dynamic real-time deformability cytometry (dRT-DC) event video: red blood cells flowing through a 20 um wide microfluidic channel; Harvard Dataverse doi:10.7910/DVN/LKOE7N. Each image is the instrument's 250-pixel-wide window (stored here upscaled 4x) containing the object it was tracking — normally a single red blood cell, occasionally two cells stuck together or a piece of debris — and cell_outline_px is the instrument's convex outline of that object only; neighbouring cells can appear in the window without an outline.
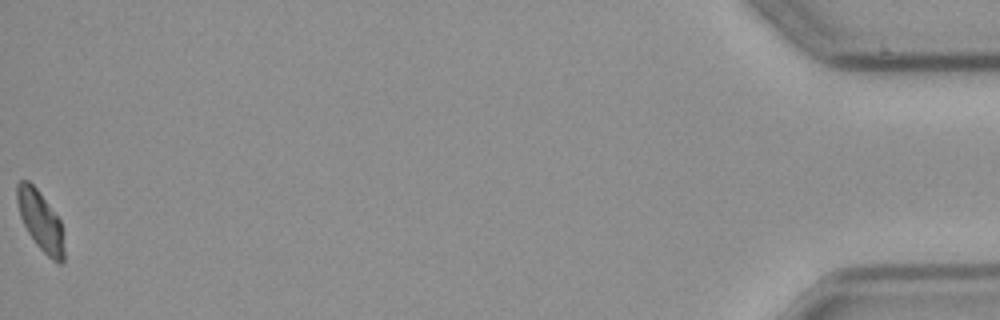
{"species": "common noctule bat (a hibernating species)", "species_latin": "Nyctalus noctula", "temperature_condition": "cold", "stored_images_in_passage": 56, "camera_frame_rate_fps": 3000, "um_per_image_px": 0.085, "animal": {"sex": "male", "body_mass_g": 23.1, "forearm_length_mm": 52.7}, "frame": {"image": 1, "passage_image": 56, "time_ms": 18.333, "image_size_px": [1000, 320], "cell_outline_px": [[64, 260], [60, 264], [52, 260], [36, 244], [28, 232], [20, 216], [16, 200], [16, 184], [20, 180], [28, 180], [36, 188], [60, 220], [64, 248]], "centroid_in_image_um": [3.42, 18.76], "position_along_channel_um": 431.8, "area_um2": 16.13}, "authors_computed_cell_mechanics": {"area_um2": 17.8891, "velocity_mm_per_s": 3.6621, "shape_relaxation_time_tau1_ms": 4.8798, "shape_relaxation_time_tau2_ms": null, "deformation_change_tau1": 0.1176, "deformation_change_tau2": null}}